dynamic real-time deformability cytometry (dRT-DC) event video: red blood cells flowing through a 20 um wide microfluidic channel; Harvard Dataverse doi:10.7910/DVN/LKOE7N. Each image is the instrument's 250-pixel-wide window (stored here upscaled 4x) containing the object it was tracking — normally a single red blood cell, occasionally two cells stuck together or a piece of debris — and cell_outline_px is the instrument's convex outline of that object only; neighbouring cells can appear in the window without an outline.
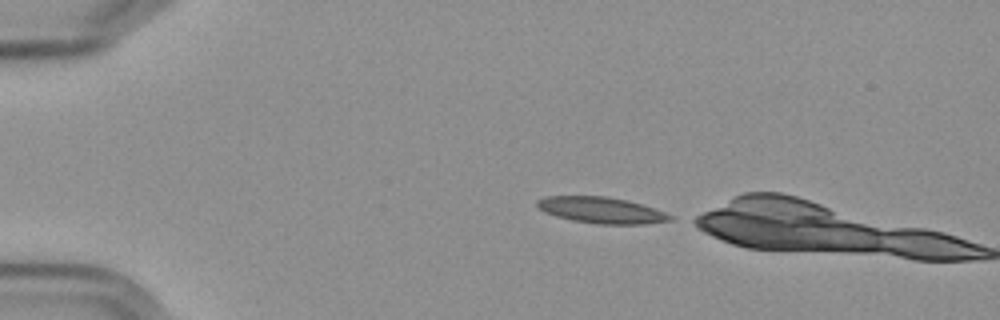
{"species": "Egyptian fruit bat (a non-hibernating species)", "species_latin": "Rousettus aegyptiacus", "temperature_condition": "cold", "stored_images_in_passage": 3, "camera_frame_rate_fps": 3000, "um_per_image_px": 0.085, "frame": {"image": 1, "passage_image": 1, "time_ms": 0.0, "image_size_px": [1000, 320], "cell_outline_px": [[676, 216], [672, 220], [644, 224], [596, 224], [572, 220], [556, 216], [544, 212], [536, 204], [536, 200], [544, 196], [604, 196], [624, 200], [640, 204]], "centroid_in_image_um": [51.09, 17.87], "position_along_channel_um": 33.9, "area_um2": 20.17}}